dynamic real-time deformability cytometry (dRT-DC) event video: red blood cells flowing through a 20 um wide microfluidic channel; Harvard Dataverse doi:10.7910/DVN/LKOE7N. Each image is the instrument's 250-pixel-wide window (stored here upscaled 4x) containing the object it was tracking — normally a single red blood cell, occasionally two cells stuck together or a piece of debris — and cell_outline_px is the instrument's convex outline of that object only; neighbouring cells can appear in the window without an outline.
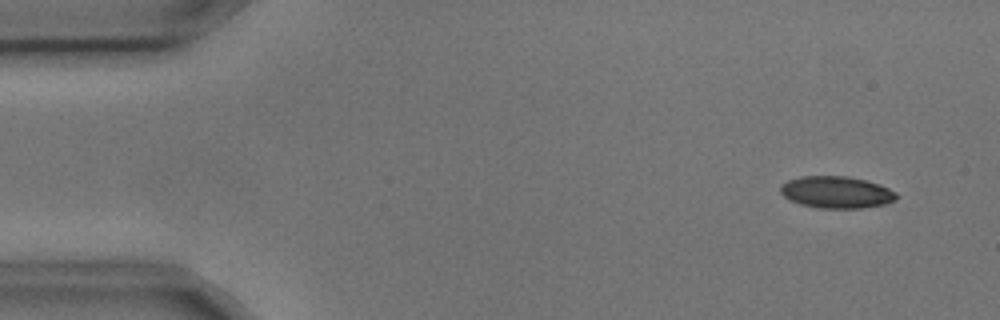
{"species": "common noctule bat (a hibernating species)", "species_latin": "Nyctalus noctula", "temperature_condition": "cold", "stored_images_in_passage": 4, "camera_frame_rate_fps": 3000, "um_per_image_px": 0.085, "animal": {"sex": "male", "body_mass_g": 17.9, "forearm_length_mm": 54.2}, "frame": {"image": 1, "passage_image": 2, "time_ms": 0.333, "image_size_px": [1000, 320], "cell_outline_px": [[896, 200], [884, 204], [860, 208], [820, 208], [800, 204], [788, 200], [780, 192], [780, 184], [788, 180], [800, 176], [848, 176], [880, 184], [896, 192]], "centroid_in_image_um": [71.06, 16.33], "position_along_channel_um": 13.9, "area_um2": 21.62}}
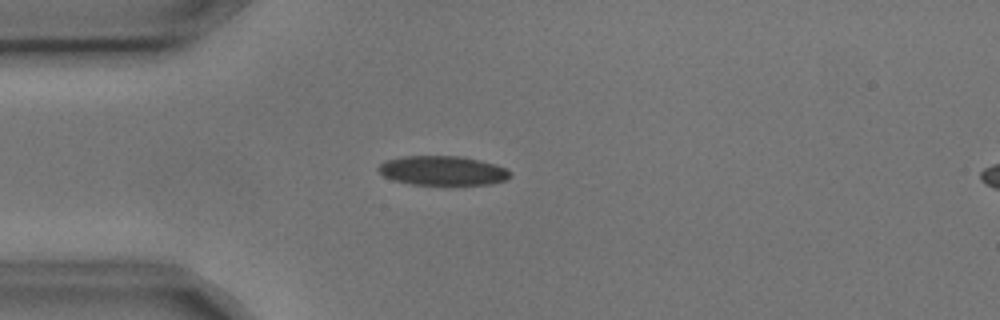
{"frame": {"image": 2, "passage_image": 4, "time_ms": 1.0, "image_size_px": [1000, 320], "cell_outline_px": [[512, 176], [504, 180], [492, 184], [412, 184], [392, 180], [384, 176], [376, 168], [380, 164], [388, 160], [404, 156], [456, 156], [480, 160], [496, 164], [508, 168], [512, 172]], "centroid_in_image_um": [37.66, 14.5], "position_along_channel_um": 47.3, "area_um2": 22.48}}